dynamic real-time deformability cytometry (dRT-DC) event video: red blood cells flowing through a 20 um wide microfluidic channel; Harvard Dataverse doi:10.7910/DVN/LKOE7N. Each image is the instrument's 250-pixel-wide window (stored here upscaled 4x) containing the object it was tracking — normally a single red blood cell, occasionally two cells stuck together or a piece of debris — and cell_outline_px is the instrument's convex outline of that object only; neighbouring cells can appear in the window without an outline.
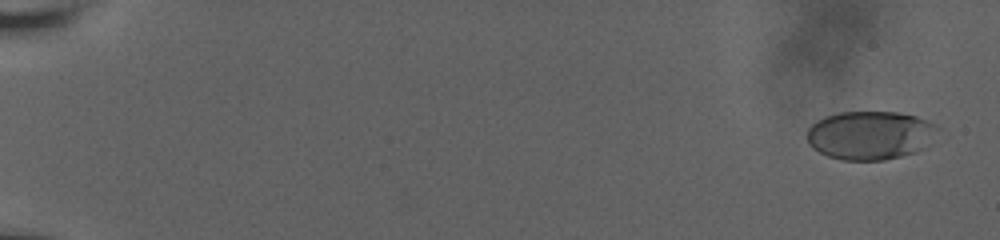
{"species": "human", "species_latin": "Homo sapiens", "temperature_condition": "room temperature", "stored_images_in_passage": 59, "camera_frame_rate_fps": 3000, "um_per_image_px": 0.085, "donor": {"sex": "male"}, "frame": {"image": 1, "passage_image": 3, "time_ms": 0.667, "image_size_px": [1000, 240], "cell_outline_px": [[940, 128], [916, 152], [884, 160], [844, 160], [828, 156], [812, 148], [808, 144], [808, 128], [816, 120], [824, 116], [840, 112], [896, 112], [916, 116]], "centroid_in_image_um": [73.89, 11.49], "position_along_channel_um": 11.1, "area_um2": 36.53}}
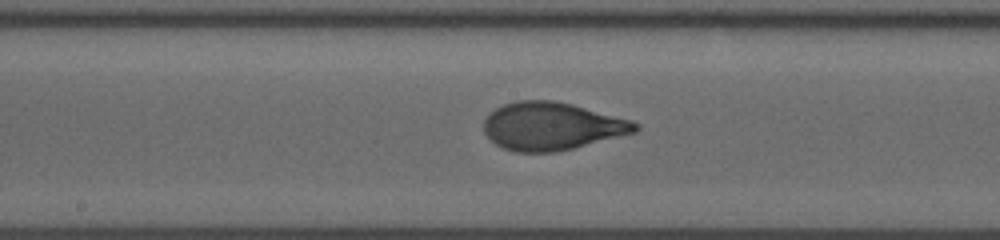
{"frame": {"image": 2, "passage_image": 34, "time_ms": 11.0, "image_size_px": [1000, 240], "cell_outline_px": [[640, 128], [636, 132], [556, 152], [516, 152], [504, 148], [496, 144], [484, 132], [484, 120], [488, 112], [504, 104], [516, 100], [552, 100], [572, 104], [632, 120], [640, 124]], "centroid_in_image_um": [46.9, 10.71], "position_along_channel_um": 201.3, "area_um2": 42.14}}
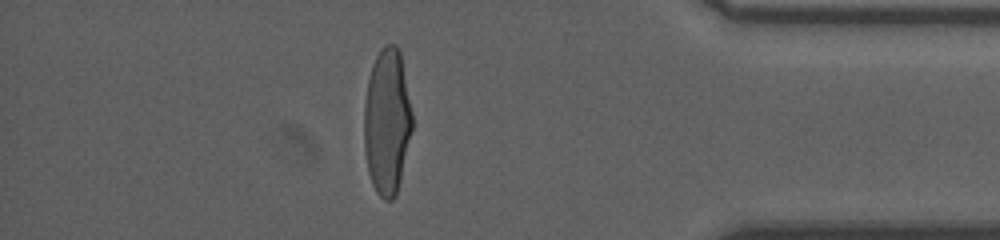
{"frame": {"image": 3, "passage_image": 52, "time_ms": 17.0, "image_size_px": [1000, 240], "cell_outline_px": [[412, 128], [400, 180], [396, 196], [392, 200], [384, 200], [376, 192], [372, 184], [368, 172], [364, 148], [364, 104], [368, 80], [372, 64], [380, 48], [384, 44], [396, 44], [400, 52], [412, 112]], "centroid_in_image_um": [32.88, 10.33], "position_along_channel_um": 402.3, "area_um2": 40.98}}